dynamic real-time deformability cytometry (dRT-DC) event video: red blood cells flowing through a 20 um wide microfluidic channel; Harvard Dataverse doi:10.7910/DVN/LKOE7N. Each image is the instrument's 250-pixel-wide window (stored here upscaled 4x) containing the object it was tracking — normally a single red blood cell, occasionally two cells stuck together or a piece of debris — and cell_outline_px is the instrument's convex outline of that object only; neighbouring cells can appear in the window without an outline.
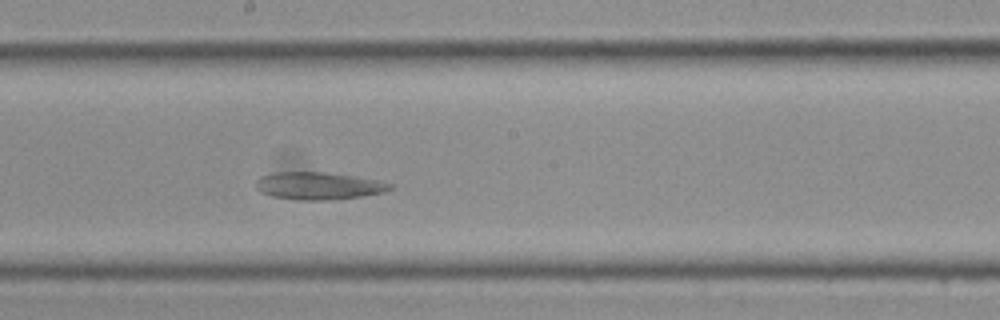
{"species": "Egyptian fruit bat (a non-hibernating species)", "species_latin": "Rousettus aegyptiacus", "temperature_condition": "cold", "stored_images_in_passage": 14, "camera_frame_rate_fps": 3000, "um_per_image_px": 0.085, "frame": {"image": 1, "passage_image": 14, "time_ms": 4.333, "image_size_px": [1000, 320], "cell_outline_px": [[392, 188], [384, 192], [364, 196], [332, 200], [304, 200], [272, 196], [260, 192], [256, 188], [256, 180], [260, 176], [276, 172], [324, 172], [380, 180], [392, 184]], "centroid_in_image_um": [27.08, 15.8], "position_along_channel_um": 221.1, "area_um2": 21.44}}